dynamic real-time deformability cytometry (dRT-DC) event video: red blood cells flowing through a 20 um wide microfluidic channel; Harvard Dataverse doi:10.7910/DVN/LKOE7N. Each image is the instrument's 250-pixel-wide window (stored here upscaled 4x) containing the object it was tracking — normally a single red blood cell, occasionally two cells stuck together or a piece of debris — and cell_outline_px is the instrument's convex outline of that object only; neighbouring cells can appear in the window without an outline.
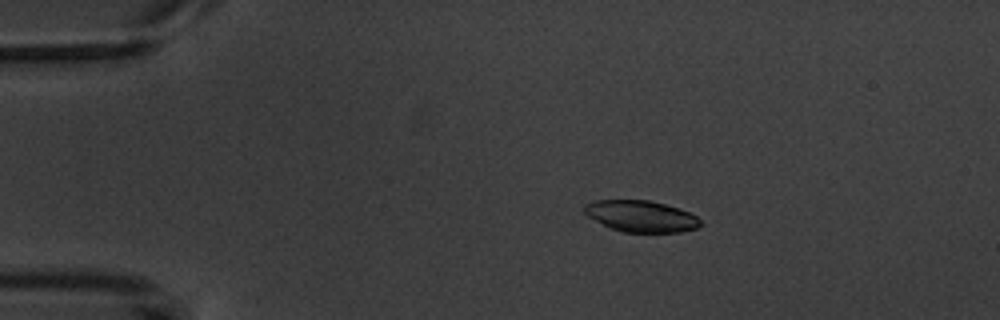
{"species": "common noctule bat (a hibernating species)", "species_latin": "Nyctalus noctula", "temperature_condition": "warm", "stored_images_in_passage": 4, "camera_frame_rate_fps": 3000, "um_per_image_px": 0.085, "animal": {"sex": "male", "body_mass_g": 20.1, "forearm_length_mm": 53.5}, "frame": {"image": 1, "passage_image": 1, "time_ms": 0.0, "image_size_px": [1000, 320], "cell_outline_px": [[704, 224], [696, 228], [680, 232], [624, 232], [612, 228], [588, 216], [584, 212], [584, 204], [596, 200], [648, 200], [664, 204], [688, 212], [696, 216]], "centroid_in_image_um": [54.5, 18.38], "position_along_channel_um": 30.5, "area_um2": 20.98}}
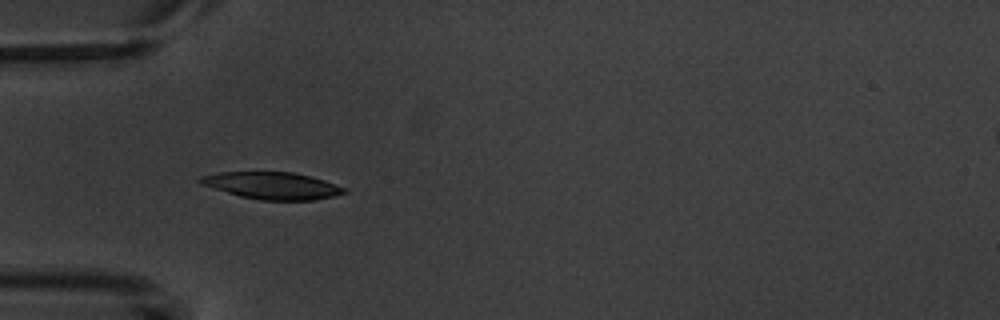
{"frame": {"image": 2, "passage_image": 3, "time_ms": 2.333, "image_size_px": [1000, 320], "cell_outline_px": [[348, 192], [316, 200], [260, 200], [240, 196], [200, 184], [196, 180], [200, 176], [216, 172], [292, 172], [312, 176], [348, 188]], "centroid_in_image_um": [23.14, 15.77], "position_along_channel_um": 61.9, "area_um2": 22.83}}